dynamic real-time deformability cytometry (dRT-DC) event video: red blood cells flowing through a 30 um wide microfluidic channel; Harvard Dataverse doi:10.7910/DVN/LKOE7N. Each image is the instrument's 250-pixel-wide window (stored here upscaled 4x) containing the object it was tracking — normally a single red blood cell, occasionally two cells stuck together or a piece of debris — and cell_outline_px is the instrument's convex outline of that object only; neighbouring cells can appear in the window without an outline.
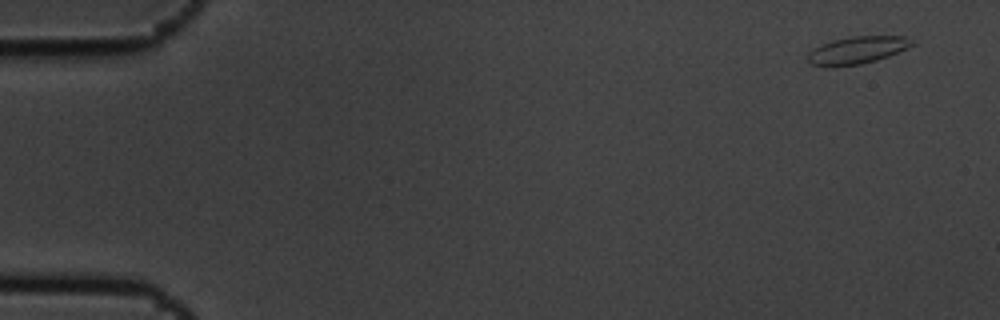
{"species": "common noctule bat (a hibernating species)", "species_latin": "Nyctalus noctula", "temperature_condition": "cold", "stored_images_in_passage": 5, "camera_frame_rate_fps": 3000, "um_per_image_px": 0.085, "animal": {"sex": "male", "body_mass_g": 19.5, "forearm_length_mm": 54.6}, "frame": {"image": 1, "passage_image": 1, "time_ms": 0.0, "image_size_px": [1000, 320], "cell_outline_px": [[916, 44], [908, 48], [888, 56], [876, 60], [860, 64], [832, 68], [828, 68], [808, 64], [808, 56], [816, 48], [832, 40], [852, 36], [904, 36], [912, 40]], "centroid_in_image_um": [72.87, 4.28], "position_along_channel_um": 12.1, "area_um2": 16.7}}